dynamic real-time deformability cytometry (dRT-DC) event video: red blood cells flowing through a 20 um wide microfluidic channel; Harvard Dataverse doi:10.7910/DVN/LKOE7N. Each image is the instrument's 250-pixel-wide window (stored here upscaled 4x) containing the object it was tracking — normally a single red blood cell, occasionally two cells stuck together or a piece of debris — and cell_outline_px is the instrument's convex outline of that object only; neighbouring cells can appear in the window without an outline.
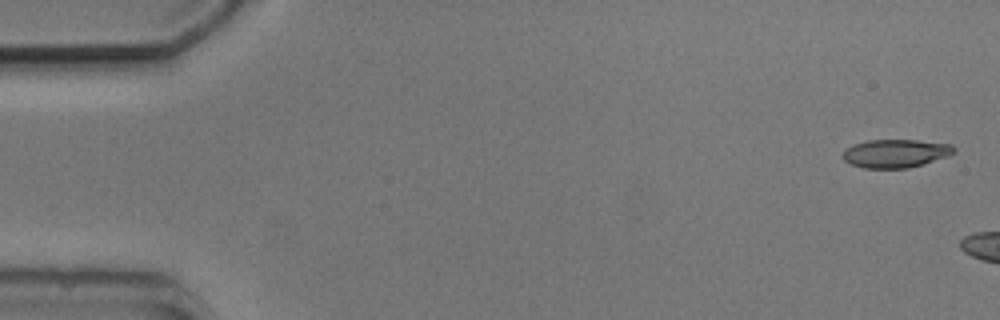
{"species": "common noctule bat (a hibernating species)", "species_latin": "Nyctalus noctula", "temperature_condition": "cold", "stored_images_in_passage": 3, "camera_frame_rate_fps": 3000, "um_per_image_px": 0.085, "animal": {"sex": "male", "body_mass_g": 20.5, "forearm_length_mm": 52.5}, "frame": {"image": 1, "passage_image": 1, "time_ms": 0.0, "image_size_px": [1000, 320], "cell_outline_px": [[956, 152], [948, 156], [924, 164], [908, 168], [864, 168], [852, 164], [844, 160], [844, 152], [848, 148], [856, 144], [868, 140], [916, 140], [952, 144], [956, 148]], "centroid_in_image_um": [76.2, 13.04], "position_along_channel_um": 8.8, "area_um2": 18.21}}